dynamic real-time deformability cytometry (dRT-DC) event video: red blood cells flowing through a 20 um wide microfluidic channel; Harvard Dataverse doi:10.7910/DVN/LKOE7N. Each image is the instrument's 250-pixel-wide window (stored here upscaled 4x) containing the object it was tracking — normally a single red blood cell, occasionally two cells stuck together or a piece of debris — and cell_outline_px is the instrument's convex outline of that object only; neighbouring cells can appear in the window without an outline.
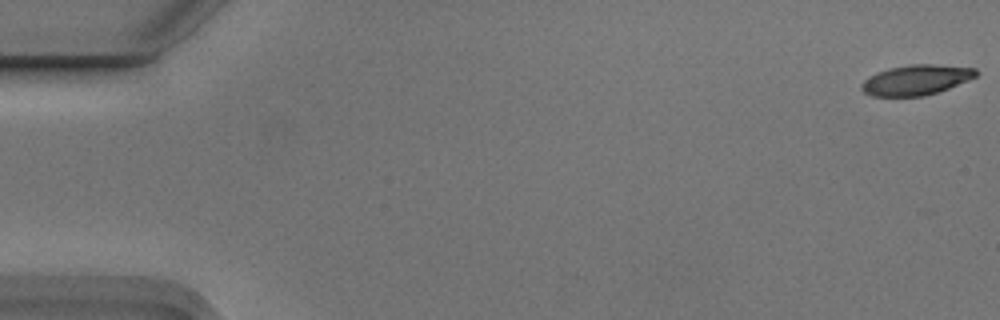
{"species": "Egyptian fruit bat (a non-hibernating species)", "species_latin": "Rousettus aegyptiacus", "temperature_condition": "cold", "stored_images_in_passage": 7, "camera_frame_rate_fps": 3000, "um_per_image_px": 0.085, "animal": {"sex": "male"}, "frame": {"image": 1, "passage_image": 1, "time_ms": 0.0, "image_size_px": [1000, 320], "cell_outline_px": [[980, 72], [976, 76], [968, 80], [948, 88], [924, 96], [872, 96], [864, 92], [860, 88], [860, 84], [864, 80], [876, 72], [888, 68], [908, 64], [932, 64], [976, 68]], "centroid_in_image_um": [77.85, 6.78], "position_along_channel_um": 7.1, "area_um2": 20.17}}
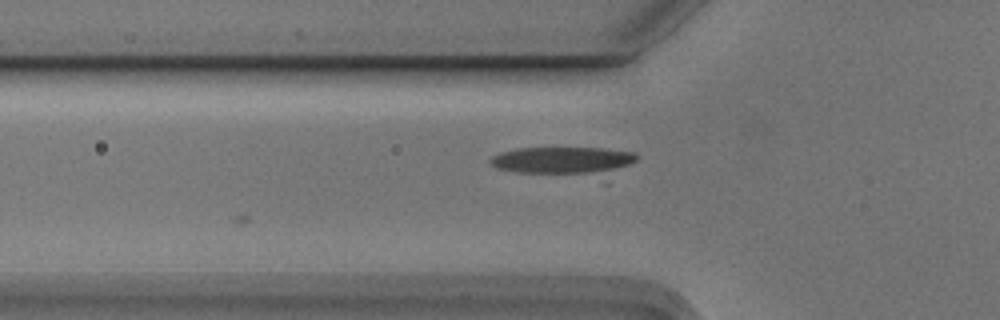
{"frame": {"image": 2, "passage_image": 6, "time_ms": 1.667, "image_size_px": [1000, 320], "cell_outline_px": [[640, 156], [636, 160], [608, 184], [604, 184], [516, 172], [496, 168], [488, 160], [492, 156], [500, 152], [516, 148], [600, 148], [632, 152]], "centroid_in_image_um": [48.16, 13.84], "position_along_channel_um": 77.6, "area_um2": 27.69}}